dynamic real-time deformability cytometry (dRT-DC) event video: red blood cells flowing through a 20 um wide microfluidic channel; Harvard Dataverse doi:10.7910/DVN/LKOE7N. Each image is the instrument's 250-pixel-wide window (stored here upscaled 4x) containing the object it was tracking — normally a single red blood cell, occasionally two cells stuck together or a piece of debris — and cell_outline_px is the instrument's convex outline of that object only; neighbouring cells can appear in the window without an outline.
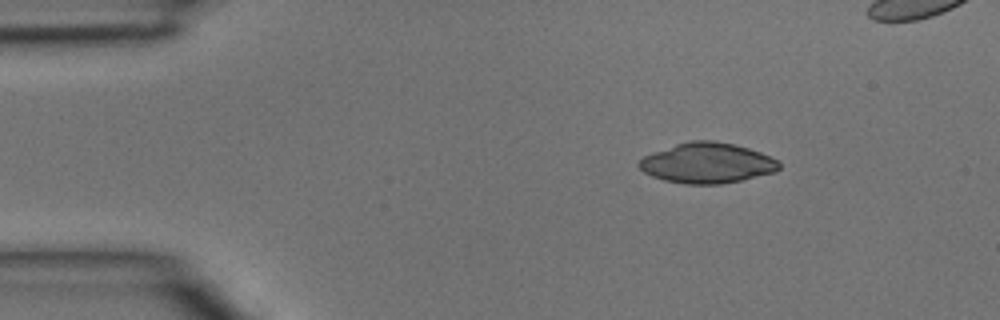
{"species": "common noctule bat (a hibernating species)", "species_latin": "Nyctalus noctula", "temperature_condition": "room temperature", "stored_images_in_passage": 2, "camera_frame_rate_fps": 3000, "um_per_image_px": 0.085, "animal": {"sex": "male", "body_mass_g": 15.6}, "frame": {"image": 1, "passage_image": 2, "time_ms": 0.333, "image_size_px": [1000, 320], "cell_outline_px": [[780, 168], [776, 172], [740, 180], [720, 184], [684, 184], [664, 180], [652, 176], [644, 172], [636, 164], [644, 156], [652, 152], [688, 140], [716, 140], [736, 144], [760, 152], [776, 160], [780, 164]], "centroid_in_image_um": [60.09, 13.85], "position_along_channel_um": 24.9, "area_um2": 33.0}}